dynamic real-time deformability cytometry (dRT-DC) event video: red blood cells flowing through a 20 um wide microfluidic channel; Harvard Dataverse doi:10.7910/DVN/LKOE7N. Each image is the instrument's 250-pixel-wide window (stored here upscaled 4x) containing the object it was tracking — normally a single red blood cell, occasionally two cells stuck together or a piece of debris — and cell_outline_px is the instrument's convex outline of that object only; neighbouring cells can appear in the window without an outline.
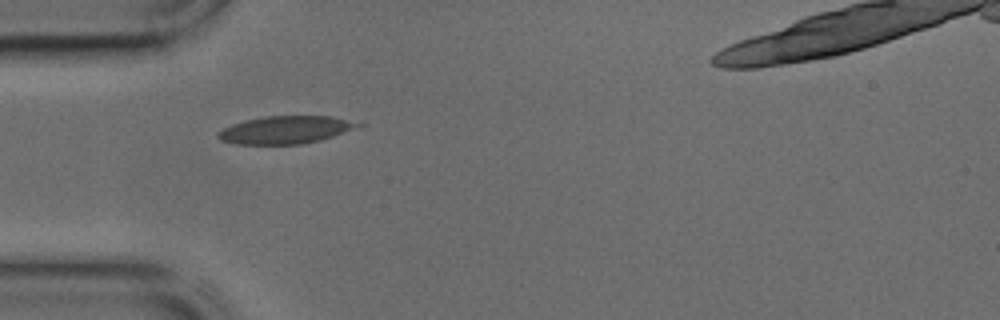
{"species": "common noctule bat (a hibernating species)", "species_latin": "Nyctalus noctula", "temperature_condition": "cold", "stored_images_in_passage": 23, "camera_frame_rate_fps": 3000, "um_per_image_px": 0.085, "animal": {"sex": "male", "body_mass_g": 17.9, "forearm_length_mm": 54.2}, "frame": {"image": 1, "passage_image": 1, "time_ms": 0.0, "image_size_px": [1000, 320], "cell_outline_px": [[364, 124], [360, 128], [320, 140], [300, 144], [236, 144], [220, 140], [216, 136], [216, 132], [232, 124], [244, 120], [264, 116], [332, 116]], "centroid_in_image_um": [24.28, 11.03], "position_along_channel_um": 60.7, "area_um2": 22.72}}